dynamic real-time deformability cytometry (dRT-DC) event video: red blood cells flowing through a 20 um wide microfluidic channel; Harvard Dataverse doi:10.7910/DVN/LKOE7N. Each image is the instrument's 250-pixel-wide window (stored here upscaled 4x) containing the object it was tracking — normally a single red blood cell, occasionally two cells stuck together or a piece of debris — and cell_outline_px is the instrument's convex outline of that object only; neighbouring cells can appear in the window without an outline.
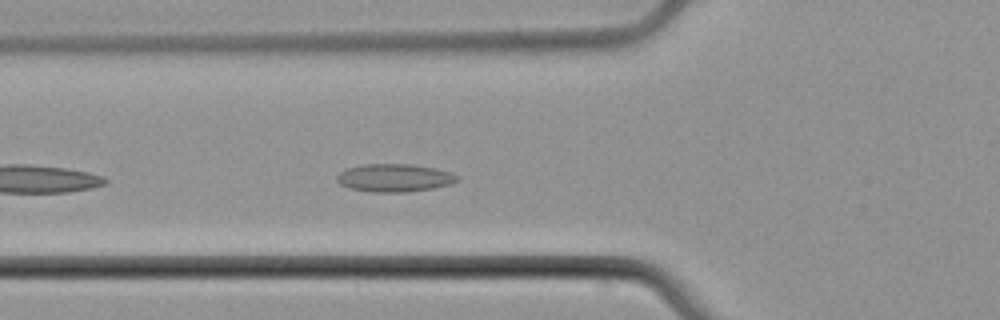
{"species": "common noctule bat (a hibernating species)", "species_latin": "Nyctalus noctula", "temperature_condition": "cold", "stored_images_in_passage": 8, "camera_frame_rate_fps": 3000, "um_per_image_px": 0.085, "animal": {"sex": "male", "body_mass_g": 21.5, "forearm_length_mm": 52.0}, "frame": {"image": 1, "passage_image": 8, "time_ms": 9.333, "image_size_px": [1000, 320], "cell_outline_px": [[460, 180], [448, 184], [432, 188], [408, 192], [372, 192], [352, 188], [340, 184], [336, 180], [336, 176], [340, 172], [348, 168], [364, 164], [408, 164], [432, 168], [452, 172], [460, 176]], "centroid_in_image_um": [33.54, 15.12], "position_along_channel_um": 92.3, "area_um2": 19.42}}